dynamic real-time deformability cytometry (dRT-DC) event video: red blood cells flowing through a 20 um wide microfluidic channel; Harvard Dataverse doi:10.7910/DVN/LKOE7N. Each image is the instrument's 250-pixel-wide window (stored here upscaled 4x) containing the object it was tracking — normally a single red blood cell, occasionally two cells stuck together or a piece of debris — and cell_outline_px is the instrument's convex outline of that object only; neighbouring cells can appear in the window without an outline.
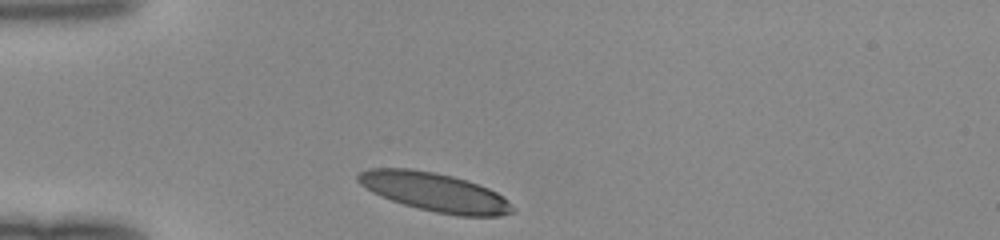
{"species": "human", "species_latin": "Homo sapiens", "temperature_condition": "room temperature", "stored_images_in_passage": 28, "camera_frame_rate_fps": 3000, "um_per_image_px": 0.085, "donor": {"sex": "female"}, "frame": {"image": 1, "passage_image": 1, "time_ms": 0.0, "image_size_px": [1000, 240], "cell_outline_px": [[516, 212], [500, 216], [460, 216], [436, 212], [404, 204], [380, 196], [372, 192], [360, 184], [356, 180], [356, 176], [360, 172], [368, 168], [412, 168], [436, 172], [468, 180], [488, 188], [496, 192], [508, 200], [516, 208]], "centroid_in_image_um": [36.97, 16.32], "position_along_channel_um": 48.0, "area_um2": 35.03}}
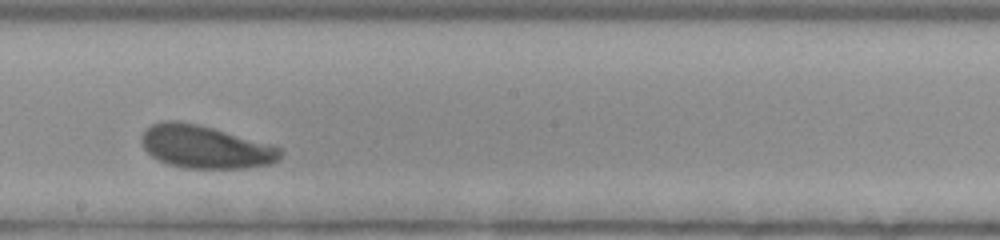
{"frame": {"image": 2, "passage_image": 16, "time_ms": 5.0, "image_size_px": [1000, 240], "cell_outline_px": [[280, 160], [272, 164], [244, 168], [184, 168], [168, 164], [152, 156], [144, 148], [140, 140], [140, 136], [144, 128], [152, 124], [164, 120], [176, 120], [196, 124], [212, 128], [272, 144], [280, 148]], "centroid_in_image_um": [17.42, 12.48], "position_along_channel_um": 230.8, "area_um2": 34.74}}
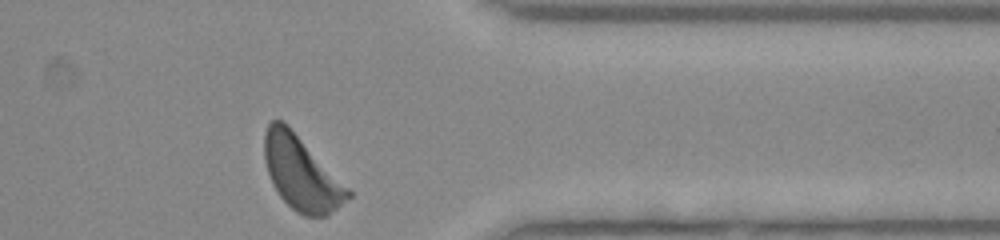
{"frame": {"image": 3, "passage_image": 28, "time_ms": 9.0, "image_size_px": [1000, 240], "cell_outline_px": [[352, 196], [328, 216], [304, 216], [296, 212], [280, 196], [272, 184], [264, 160], [264, 132], [268, 124], [272, 120], [284, 120], [288, 124], [352, 192]], "centroid_in_image_um": [25.6, 14.72], "position_along_channel_um": 385.8, "area_um2": 35.84}}